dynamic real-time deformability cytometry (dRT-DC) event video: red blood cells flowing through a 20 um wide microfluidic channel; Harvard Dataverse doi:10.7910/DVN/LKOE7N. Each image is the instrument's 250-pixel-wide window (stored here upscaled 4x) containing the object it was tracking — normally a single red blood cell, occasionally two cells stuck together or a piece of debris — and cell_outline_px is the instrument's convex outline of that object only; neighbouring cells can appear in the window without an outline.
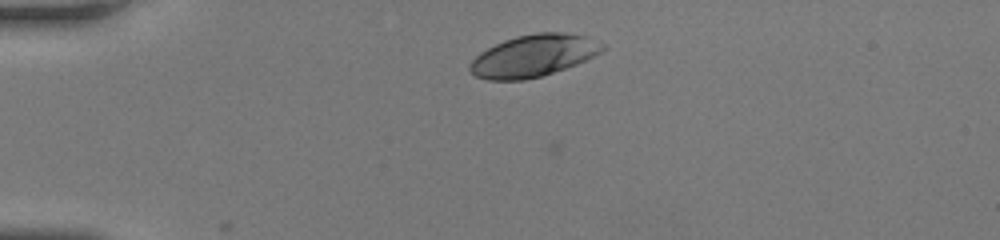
{"species": "human", "species_latin": "Homo sapiens", "temperature_condition": "room temperature", "stored_images_in_passage": 39, "camera_frame_rate_fps": 3000, "um_per_image_px": 0.085, "donor": {"sex": "female"}, "frame": {"image": 1, "passage_image": 1, "time_ms": 0.0, "image_size_px": [1000, 240], "cell_outline_px": [[604, 48], [600, 52], [576, 64], [540, 76], [524, 80], [488, 80], [476, 76], [468, 68], [468, 64], [480, 52], [504, 40], [516, 36], [536, 32], [560, 32], [584, 36], [604, 44]], "centroid_in_image_um": [45.3, 4.73], "position_along_channel_um": 39.7, "area_um2": 32.02}}
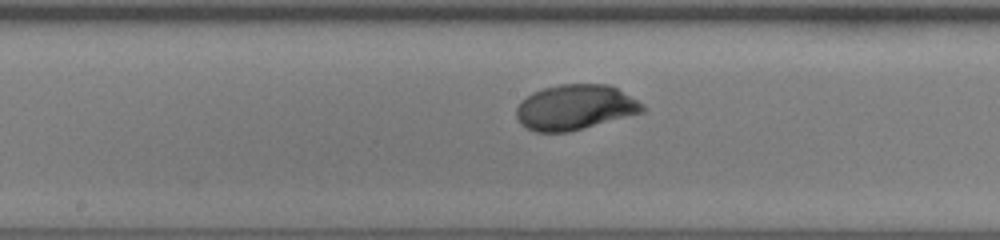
{"frame": {"image": 2, "passage_image": 16, "time_ms": 5.0, "image_size_px": [1000, 240], "cell_outline_px": [[648, 108], [644, 112], [568, 132], [536, 132], [520, 124], [516, 116], [516, 108], [532, 92], [544, 88], [560, 84], [608, 84], [616, 88], [644, 104]], "centroid_in_image_um": [48.9, 9.12], "position_along_channel_um": 199.3, "area_um2": 33.06}}
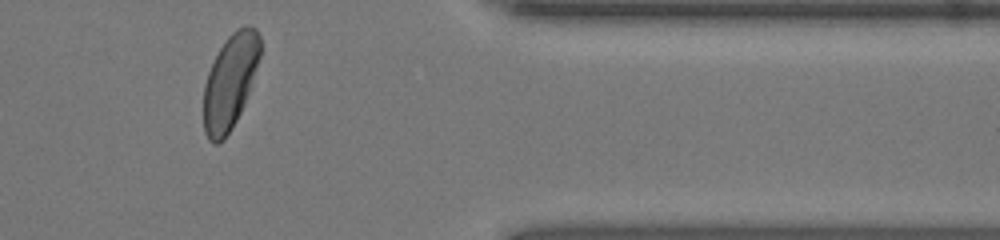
{"frame": {"image": 3, "passage_image": 31, "time_ms": 10.0, "image_size_px": [1000, 240], "cell_outline_px": [[260, 56], [244, 104], [232, 128], [224, 140], [216, 144], [212, 144], [208, 140], [204, 132], [204, 84], [208, 72], [220, 48], [228, 36], [232, 32], [248, 24], [256, 28], [260, 36]], "centroid_in_image_um": [19.54, 6.96], "position_along_channel_um": 391.9, "area_um2": 30.92}, "authors_computed_cell_mechanics": {"area_um2": 32.1946, "velocity_mm_per_s": 4.1735, "shape_relaxation_time_tau1_ms": 2.5911, "shape_relaxation_time_tau2_ms": null, "deformation_change_tau1": 0.1391, "deformation_change_tau2": null}}